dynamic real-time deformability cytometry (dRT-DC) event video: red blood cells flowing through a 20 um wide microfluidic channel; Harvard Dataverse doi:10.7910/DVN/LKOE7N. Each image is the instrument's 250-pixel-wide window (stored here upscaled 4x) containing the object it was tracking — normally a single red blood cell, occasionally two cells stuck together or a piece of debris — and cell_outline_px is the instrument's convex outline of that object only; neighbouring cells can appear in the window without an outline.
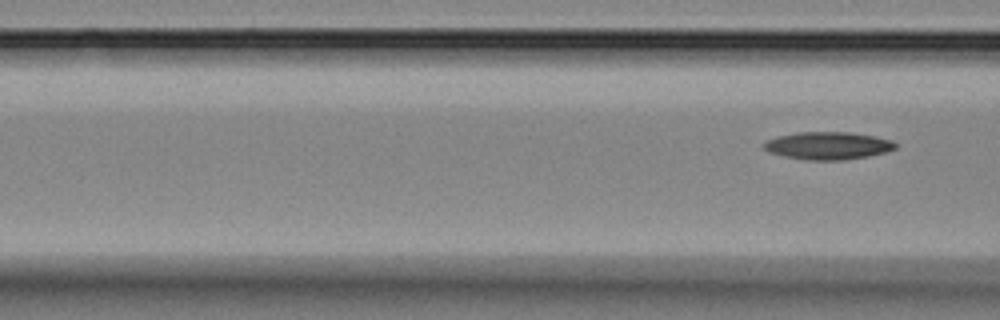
{"species": "Egyptian fruit bat (a non-hibernating species)", "species_latin": "Rousettus aegyptiacus", "temperature_condition": "room temperature", "stored_images_in_passage": 5, "segment_of_instrument_passage": [2, 2], "camera_frame_rate_fps": 3000, "um_per_image_px": 0.085, "animal": {"sex": "female"}, "frame": {"image": 1, "passage_image": 5, "time_ms": 6.333, "image_size_px": [1000, 320], "cell_outline_px": [[896, 148], [884, 152], [868, 156], [844, 160], [808, 160], [784, 156], [768, 152], [760, 144], [764, 140], [776, 136], [796, 132], [848, 132], [872, 136], [892, 140], [896, 144]], "centroid_in_image_um": [70.29, 12.38], "position_along_channel_um": 96.3, "area_um2": 21.27}}